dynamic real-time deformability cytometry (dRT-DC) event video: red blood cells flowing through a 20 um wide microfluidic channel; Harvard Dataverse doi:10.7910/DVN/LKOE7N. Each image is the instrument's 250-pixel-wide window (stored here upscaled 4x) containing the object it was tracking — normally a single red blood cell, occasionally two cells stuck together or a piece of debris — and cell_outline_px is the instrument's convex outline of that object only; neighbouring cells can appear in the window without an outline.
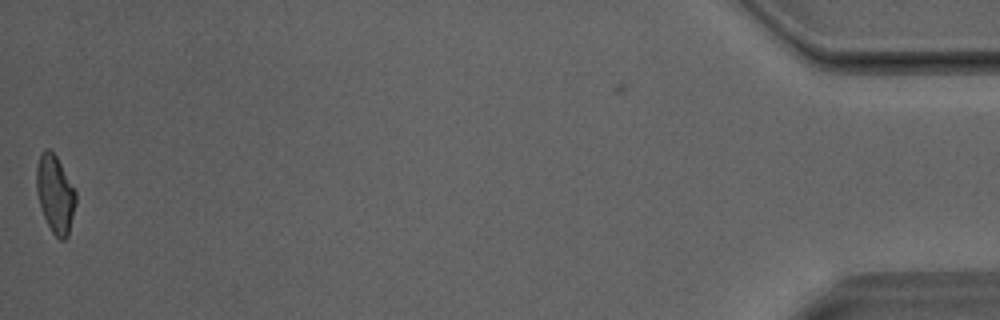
{"species": "Egyptian fruit bat (a non-hibernating species)", "species_latin": "Rousettus aegyptiacus", "temperature_condition": "room temperature", "stored_images_in_passage": 30, "camera_frame_rate_fps": 3000, "um_per_image_px": 0.085, "animal": {"sex": "male"}, "frame": {"image": 1, "passage_image": 30, "time_ms": 9.667, "image_size_px": [1000, 320], "cell_outline_px": [[76, 204], [68, 236], [64, 240], [60, 240], [52, 232], [44, 216], [36, 192], [36, 168], [40, 152], [44, 148], [48, 148], [56, 156], [76, 192]], "centroid_in_image_um": [4.68, 16.49], "position_along_channel_um": 430.5, "area_um2": 17.74}}